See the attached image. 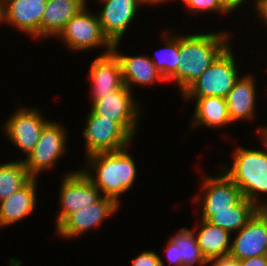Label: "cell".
Here are the masks:
<instances>
[{"instance_id":"cell-1","label":"cell","mask_w":267,"mask_h":266,"mask_svg":"<svg viewBox=\"0 0 267 266\" xmlns=\"http://www.w3.org/2000/svg\"><path fill=\"white\" fill-rule=\"evenodd\" d=\"M232 32H201L179 36L177 85L182 94L231 44ZM230 37V38H229Z\"/></svg>"},{"instance_id":"cell-2","label":"cell","mask_w":267,"mask_h":266,"mask_svg":"<svg viewBox=\"0 0 267 266\" xmlns=\"http://www.w3.org/2000/svg\"><path fill=\"white\" fill-rule=\"evenodd\" d=\"M129 148L85 157L81 168L102 196L115 200L119 205L121 195L132 189L137 177L136 163L128 152Z\"/></svg>"},{"instance_id":"cell-3","label":"cell","mask_w":267,"mask_h":266,"mask_svg":"<svg viewBox=\"0 0 267 266\" xmlns=\"http://www.w3.org/2000/svg\"><path fill=\"white\" fill-rule=\"evenodd\" d=\"M233 152L232 165L220 169L240 188L245 198L258 209H267V202L260 198L262 194L267 195V150L240 146Z\"/></svg>"},{"instance_id":"cell-4","label":"cell","mask_w":267,"mask_h":266,"mask_svg":"<svg viewBox=\"0 0 267 266\" xmlns=\"http://www.w3.org/2000/svg\"><path fill=\"white\" fill-rule=\"evenodd\" d=\"M231 46L232 44L181 94L182 97L227 96L240 77Z\"/></svg>"},{"instance_id":"cell-5","label":"cell","mask_w":267,"mask_h":266,"mask_svg":"<svg viewBox=\"0 0 267 266\" xmlns=\"http://www.w3.org/2000/svg\"><path fill=\"white\" fill-rule=\"evenodd\" d=\"M88 10L86 5L69 20L56 38H60L71 51L104 47L102 54H107L112 51L113 44L103 33L97 14Z\"/></svg>"},{"instance_id":"cell-6","label":"cell","mask_w":267,"mask_h":266,"mask_svg":"<svg viewBox=\"0 0 267 266\" xmlns=\"http://www.w3.org/2000/svg\"><path fill=\"white\" fill-rule=\"evenodd\" d=\"M83 137L85 156L113 152L131 147L133 139L117 122L95 114L91 109L85 117Z\"/></svg>"},{"instance_id":"cell-7","label":"cell","mask_w":267,"mask_h":266,"mask_svg":"<svg viewBox=\"0 0 267 266\" xmlns=\"http://www.w3.org/2000/svg\"><path fill=\"white\" fill-rule=\"evenodd\" d=\"M60 122L50 120L42 129L41 136L33 150L22 158L24 166L32 178H38L41 172L52 170L58 159L62 158L67 144V130Z\"/></svg>"},{"instance_id":"cell-8","label":"cell","mask_w":267,"mask_h":266,"mask_svg":"<svg viewBox=\"0 0 267 266\" xmlns=\"http://www.w3.org/2000/svg\"><path fill=\"white\" fill-rule=\"evenodd\" d=\"M132 93L124 85L119 90L92 101L90 109L97 115L117 122L132 138H135L143 109Z\"/></svg>"},{"instance_id":"cell-9","label":"cell","mask_w":267,"mask_h":266,"mask_svg":"<svg viewBox=\"0 0 267 266\" xmlns=\"http://www.w3.org/2000/svg\"><path fill=\"white\" fill-rule=\"evenodd\" d=\"M60 211L55 219L56 228L72 213L97 202L101 197V191L79 169L67 172L60 184Z\"/></svg>"},{"instance_id":"cell-10","label":"cell","mask_w":267,"mask_h":266,"mask_svg":"<svg viewBox=\"0 0 267 266\" xmlns=\"http://www.w3.org/2000/svg\"><path fill=\"white\" fill-rule=\"evenodd\" d=\"M40 109L17 107V110L4 122V132L7 138L17 146L27 157L38 142L43 127L50 121L43 118Z\"/></svg>"},{"instance_id":"cell-11","label":"cell","mask_w":267,"mask_h":266,"mask_svg":"<svg viewBox=\"0 0 267 266\" xmlns=\"http://www.w3.org/2000/svg\"><path fill=\"white\" fill-rule=\"evenodd\" d=\"M202 180V194L192 199L194 204L201 202V212L229 211L244 198L240 188L221 169L217 175H208Z\"/></svg>"},{"instance_id":"cell-12","label":"cell","mask_w":267,"mask_h":266,"mask_svg":"<svg viewBox=\"0 0 267 266\" xmlns=\"http://www.w3.org/2000/svg\"><path fill=\"white\" fill-rule=\"evenodd\" d=\"M115 200L102 196L97 202L70 214L57 228L58 237L78 238L91 229H97L107 217L113 216L119 209Z\"/></svg>"},{"instance_id":"cell-13","label":"cell","mask_w":267,"mask_h":266,"mask_svg":"<svg viewBox=\"0 0 267 266\" xmlns=\"http://www.w3.org/2000/svg\"><path fill=\"white\" fill-rule=\"evenodd\" d=\"M230 254L239 261L267 255V209H259L236 232L231 241Z\"/></svg>"},{"instance_id":"cell-14","label":"cell","mask_w":267,"mask_h":266,"mask_svg":"<svg viewBox=\"0 0 267 266\" xmlns=\"http://www.w3.org/2000/svg\"><path fill=\"white\" fill-rule=\"evenodd\" d=\"M103 3V8L96 14L100 21L103 33L114 43H121L127 28L135 19L142 4L138 0H97Z\"/></svg>"},{"instance_id":"cell-15","label":"cell","mask_w":267,"mask_h":266,"mask_svg":"<svg viewBox=\"0 0 267 266\" xmlns=\"http://www.w3.org/2000/svg\"><path fill=\"white\" fill-rule=\"evenodd\" d=\"M88 76L91 81L92 101H97L103 98V95L119 90L125 85L120 62L112 51L95 57L91 62Z\"/></svg>"},{"instance_id":"cell-16","label":"cell","mask_w":267,"mask_h":266,"mask_svg":"<svg viewBox=\"0 0 267 266\" xmlns=\"http://www.w3.org/2000/svg\"><path fill=\"white\" fill-rule=\"evenodd\" d=\"M47 0H5V22L35 39L41 38V20Z\"/></svg>"},{"instance_id":"cell-17","label":"cell","mask_w":267,"mask_h":266,"mask_svg":"<svg viewBox=\"0 0 267 266\" xmlns=\"http://www.w3.org/2000/svg\"><path fill=\"white\" fill-rule=\"evenodd\" d=\"M120 42L114 43L112 52L116 55L120 62L121 72L125 86L132 91V86H150L157 82L167 83L161 72L155 67L150 56L137 55L128 56L118 52Z\"/></svg>"},{"instance_id":"cell-18","label":"cell","mask_w":267,"mask_h":266,"mask_svg":"<svg viewBox=\"0 0 267 266\" xmlns=\"http://www.w3.org/2000/svg\"><path fill=\"white\" fill-rule=\"evenodd\" d=\"M253 74L247 73L239 77L233 88L225 97L228 115L232 123L241 120L252 121L256 115L257 89Z\"/></svg>"},{"instance_id":"cell-19","label":"cell","mask_w":267,"mask_h":266,"mask_svg":"<svg viewBox=\"0 0 267 266\" xmlns=\"http://www.w3.org/2000/svg\"><path fill=\"white\" fill-rule=\"evenodd\" d=\"M37 178L0 202V229L22 221L36 209Z\"/></svg>"},{"instance_id":"cell-20","label":"cell","mask_w":267,"mask_h":266,"mask_svg":"<svg viewBox=\"0 0 267 266\" xmlns=\"http://www.w3.org/2000/svg\"><path fill=\"white\" fill-rule=\"evenodd\" d=\"M183 100H195L191 128L210 127L215 129L233 125L229 115L226 99L216 96L182 97Z\"/></svg>"},{"instance_id":"cell-21","label":"cell","mask_w":267,"mask_h":266,"mask_svg":"<svg viewBox=\"0 0 267 266\" xmlns=\"http://www.w3.org/2000/svg\"><path fill=\"white\" fill-rule=\"evenodd\" d=\"M85 6L81 0H47L41 20V38H56L69 20Z\"/></svg>"},{"instance_id":"cell-22","label":"cell","mask_w":267,"mask_h":266,"mask_svg":"<svg viewBox=\"0 0 267 266\" xmlns=\"http://www.w3.org/2000/svg\"><path fill=\"white\" fill-rule=\"evenodd\" d=\"M199 221L200 224H197L192 230L197 237L198 246L204 257L210 260L230 254L232 234L207 220L201 219Z\"/></svg>"},{"instance_id":"cell-23","label":"cell","mask_w":267,"mask_h":266,"mask_svg":"<svg viewBox=\"0 0 267 266\" xmlns=\"http://www.w3.org/2000/svg\"><path fill=\"white\" fill-rule=\"evenodd\" d=\"M259 209L247 198H243L229 211L200 212L201 219L207 220L213 225L225 229L230 234L239 231Z\"/></svg>"},{"instance_id":"cell-24","label":"cell","mask_w":267,"mask_h":266,"mask_svg":"<svg viewBox=\"0 0 267 266\" xmlns=\"http://www.w3.org/2000/svg\"><path fill=\"white\" fill-rule=\"evenodd\" d=\"M174 32H163L164 47L155 51L156 58L150 57L155 67L161 72L167 82H175L177 84V68L179 60V34Z\"/></svg>"},{"instance_id":"cell-25","label":"cell","mask_w":267,"mask_h":266,"mask_svg":"<svg viewBox=\"0 0 267 266\" xmlns=\"http://www.w3.org/2000/svg\"><path fill=\"white\" fill-rule=\"evenodd\" d=\"M32 177L23 160L0 164V202L24 187Z\"/></svg>"},{"instance_id":"cell-26","label":"cell","mask_w":267,"mask_h":266,"mask_svg":"<svg viewBox=\"0 0 267 266\" xmlns=\"http://www.w3.org/2000/svg\"><path fill=\"white\" fill-rule=\"evenodd\" d=\"M170 239L178 246L179 261L183 266H206L207 259L202 254L192 229L184 227L175 235L172 234Z\"/></svg>"},{"instance_id":"cell-27","label":"cell","mask_w":267,"mask_h":266,"mask_svg":"<svg viewBox=\"0 0 267 266\" xmlns=\"http://www.w3.org/2000/svg\"><path fill=\"white\" fill-rule=\"evenodd\" d=\"M185 8L192 13V15H195L198 13V15L201 13L206 12H215L218 14H229L230 12L219 2V0H190L189 3L185 6Z\"/></svg>"},{"instance_id":"cell-28","label":"cell","mask_w":267,"mask_h":266,"mask_svg":"<svg viewBox=\"0 0 267 266\" xmlns=\"http://www.w3.org/2000/svg\"><path fill=\"white\" fill-rule=\"evenodd\" d=\"M130 266H162L161 257L151 249L136 256Z\"/></svg>"},{"instance_id":"cell-29","label":"cell","mask_w":267,"mask_h":266,"mask_svg":"<svg viewBox=\"0 0 267 266\" xmlns=\"http://www.w3.org/2000/svg\"><path fill=\"white\" fill-rule=\"evenodd\" d=\"M166 244L164 251L169 263L165 264L163 259H161L162 266H183L179 261L178 246L170 238Z\"/></svg>"},{"instance_id":"cell-30","label":"cell","mask_w":267,"mask_h":266,"mask_svg":"<svg viewBox=\"0 0 267 266\" xmlns=\"http://www.w3.org/2000/svg\"><path fill=\"white\" fill-rule=\"evenodd\" d=\"M206 265L210 266H239V260L231 254L207 260Z\"/></svg>"},{"instance_id":"cell-31","label":"cell","mask_w":267,"mask_h":266,"mask_svg":"<svg viewBox=\"0 0 267 266\" xmlns=\"http://www.w3.org/2000/svg\"><path fill=\"white\" fill-rule=\"evenodd\" d=\"M249 0H219V2L230 12L233 13L240 7L242 8L243 4L247 5V2ZM255 11H258L259 5H260V0H254L253 2Z\"/></svg>"},{"instance_id":"cell-32","label":"cell","mask_w":267,"mask_h":266,"mask_svg":"<svg viewBox=\"0 0 267 266\" xmlns=\"http://www.w3.org/2000/svg\"><path fill=\"white\" fill-rule=\"evenodd\" d=\"M239 266H267V255L241 260L239 261Z\"/></svg>"},{"instance_id":"cell-33","label":"cell","mask_w":267,"mask_h":266,"mask_svg":"<svg viewBox=\"0 0 267 266\" xmlns=\"http://www.w3.org/2000/svg\"><path fill=\"white\" fill-rule=\"evenodd\" d=\"M257 17L267 27V0H260V5L257 11Z\"/></svg>"},{"instance_id":"cell-34","label":"cell","mask_w":267,"mask_h":266,"mask_svg":"<svg viewBox=\"0 0 267 266\" xmlns=\"http://www.w3.org/2000/svg\"><path fill=\"white\" fill-rule=\"evenodd\" d=\"M143 6L146 5H151V6H155V5H160V4H164V3H168V0H138Z\"/></svg>"},{"instance_id":"cell-35","label":"cell","mask_w":267,"mask_h":266,"mask_svg":"<svg viewBox=\"0 0 267 266\" xmlns=\"http://www.w3.org/2000/svg\"><path fill=\"white\" fill-rule=\"evenodd\" d=\"M5 23V0H0V24Z\"/></svg>"},{"instance_id":"cell-36","label":"cell","mask_w":267,"mask_h":266,"mask_svg":"<svg viewBox=\"0 0 267 266\" xmlns=\"http://www.w3.org/2000/svg\"><path fill=\"white\" fill-rule=\"evenodd\" d=\"M257 133L259 132V134H257L260 137V141L261 144H263L262 146L265 147V149L267 150V131H256Z\"/></svg>"},{"instance_id":"cell-37","label":"cell","mask_w":267,"mask_h":266,"mask_svg":"<svg viewBox=\"0 0 267 266\" xmlns=\"http://www.w3.org/2000/svg\"><path fill=\"white\" fill-rule=\"evenodd\" d=\"M257 131H267V126H259Z\"/></svg>"},{"instance_id":"cell-38","label":"cell","mask_w":267,"mask_h":266,"mask_svg":"<svg viewBox=\"0 0 267 266\" xmlns=\"http://www.w3.org/2000/svg\"><path fill=\"white\" fill-rule=\"evenodd\" d=\"M181 1L183 2V5L186 6L189 3L190 0H181ZM168 2H171V0H168Z\"/></svg>"},{"instance_id":"cell-39","label":"cell","mask_w":267,"mask_h":266,"mask_svg":"<svg viewBox=\"0 0 267 266\" xmlns=\"http://www.w3.org/2000/svg\"><path fill=\"white\" fill-rule=\"evenodd\" d=\"M88 1L87 0H84V4L87 5Z\"/></svg>"}]
</instances>
